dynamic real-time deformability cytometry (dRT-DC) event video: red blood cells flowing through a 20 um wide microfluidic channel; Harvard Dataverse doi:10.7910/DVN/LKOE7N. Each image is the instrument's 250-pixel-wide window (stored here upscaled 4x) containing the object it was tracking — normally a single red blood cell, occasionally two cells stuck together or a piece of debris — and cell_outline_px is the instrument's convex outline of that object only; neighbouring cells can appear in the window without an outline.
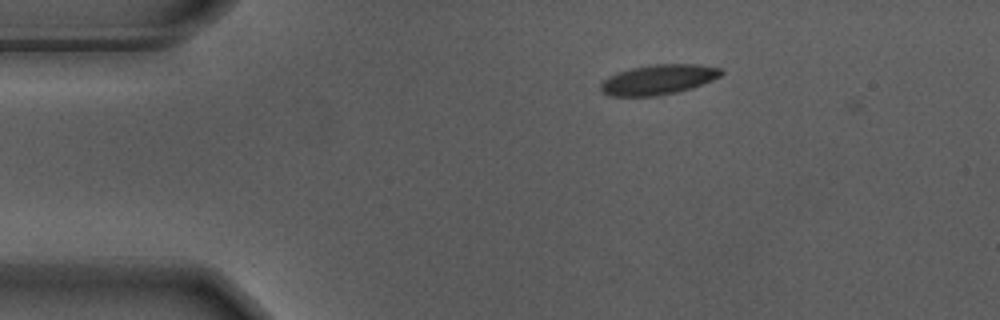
{"species": "Egyptian fruit bat (a non-hibernating species)", "species_latin": "Rousettus aegyptiacus", "temperature_condition": "warm", "stored_images_in_passage": 5, "camera_frame_rate_fps": 3000, "um_per_image_px": 0.085, "animal": {"sex": "male"}, "frame": {"image": 1, "passage_image": 4, "time_ms": 1.0, "image_size_px": [1000, 320], "cell_outline_px": [[724, 72], [720, 76], [712, 80], [692, 88], [676, 92], [656, 96], [612, 96], [600, 92], [600, 84], [608, 76], [616, 72], [632, 68], [656, 64], [696, 64], [720, 68]], "centroid_in_image_um": [55.93, 6.77], "position_along_channel_um": 29.1, "area_um2": 21.04}}